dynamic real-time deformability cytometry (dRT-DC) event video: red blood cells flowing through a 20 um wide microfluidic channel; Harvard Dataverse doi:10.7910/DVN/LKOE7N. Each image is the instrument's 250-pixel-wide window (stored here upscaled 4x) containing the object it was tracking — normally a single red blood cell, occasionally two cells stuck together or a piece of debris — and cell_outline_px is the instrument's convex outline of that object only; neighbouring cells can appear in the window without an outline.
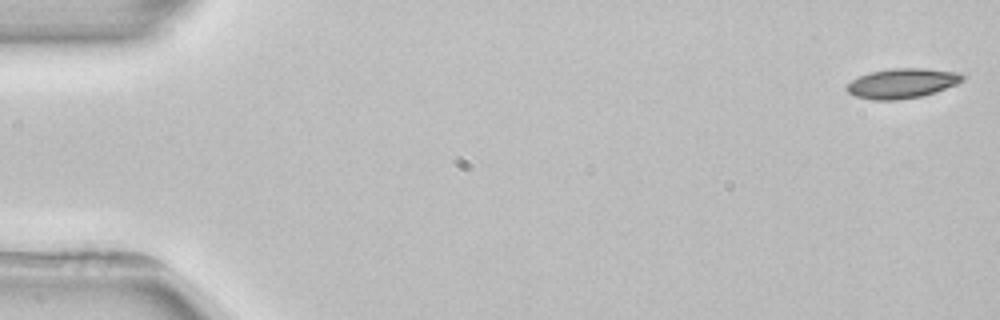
{"species": "common noctule bat (a hibernating species)", "species_latin": "Nyctalus noctula", "temperature_condition": "room temperature", "stored_images_in_passage": 5, "camera_frame_rate_fps": 3000, "um_per_image_px": 0.085, "animal": {"sex": "female", "body_mass_g": 22.7, "forearm_length_mm": 54.2}, "frame": {"image": 1, "passage_image": 1, "time_ms": 0.0, "image_size_px": [1000, 320], "cell_outline_px": [[968, 76], [964, 80], [956, 84], [936, 92], [920, 96], [896, 100], [872, 100], [856, 96], [848, 92], [844, 88], [852, 80], [868, 72], [892, 68], [924, 68], [960, 72]], "centroid_in_image_um": [76.71, 7.07], "position_along_channel_um": 8.3, "area_um2": 20.29}}
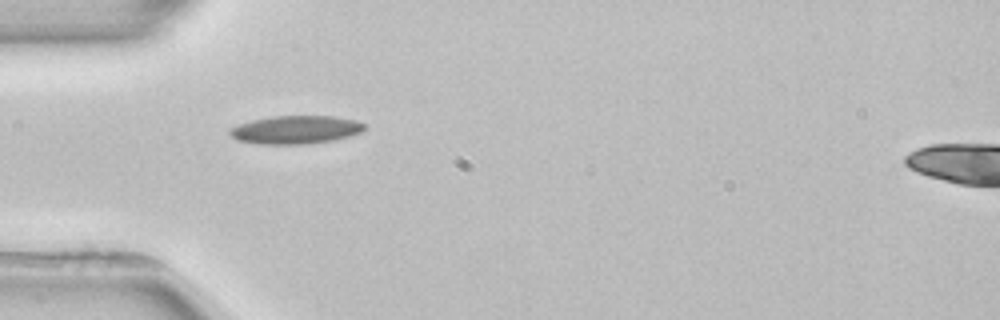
{"frame": {"image": 2, "passage_image": 4, "time_ms": 5.0, "image_size_px": [1000, 320], "cell_outline_px": [[364, 128], [360, 132], [348, 136], [332, 140], [304, 144], [260, 144], [236, 140], [228, 132], [232, 128], [240, 124], [252, 120], [272, 116], [332, 116], [356, 120], [364, 124]], "centroid_in_image_um": [25.11, 11.02], "position_along_channel_um": 59.9, "area_um2": 21.85}}